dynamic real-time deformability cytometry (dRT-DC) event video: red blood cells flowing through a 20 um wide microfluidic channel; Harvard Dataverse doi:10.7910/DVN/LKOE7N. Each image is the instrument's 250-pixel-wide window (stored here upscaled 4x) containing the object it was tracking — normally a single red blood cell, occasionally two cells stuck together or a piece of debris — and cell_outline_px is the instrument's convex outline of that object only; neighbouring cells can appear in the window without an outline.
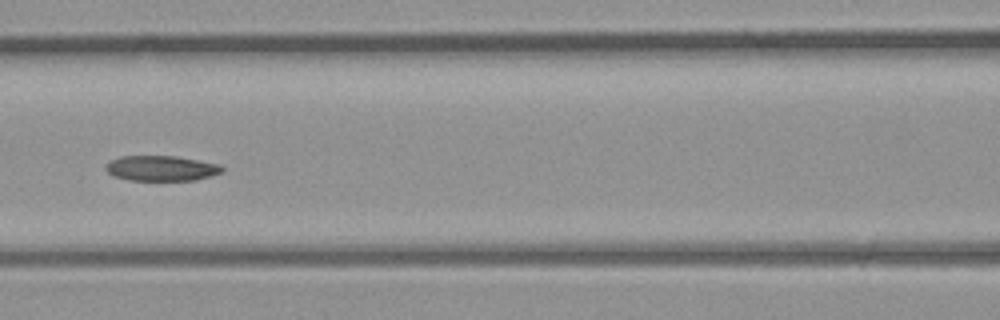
{"species": "common noctule bat (a hibernating species)", "species_latin": "Nyctalus noctula", "temperature_condition": "room temperature", "stored_images_in_passage": 15, "camera_frame_rate_fps": 3000, "um_per_image_px": 0.085, "animal": {"sex": "male", "body_mass_g": 23.1, "forearm_length_mm": 52.7}, "frame": {"image": 1, "passage_image": 11, "time_ms": 3.333, "image_size_px": [1000, 320], "cell_outline_px": [[224, 172], [212, 176], [196, 180], [128, 180], [112, 176], [104, 168], [104, 164], [108, 160], [120, 156], [176, 156], [220, 164], [224, 168]], "centroid_in_image_um": [13.69, 14.3], "position_along_channel_um": 152.9, "area_um2": 17.46}}
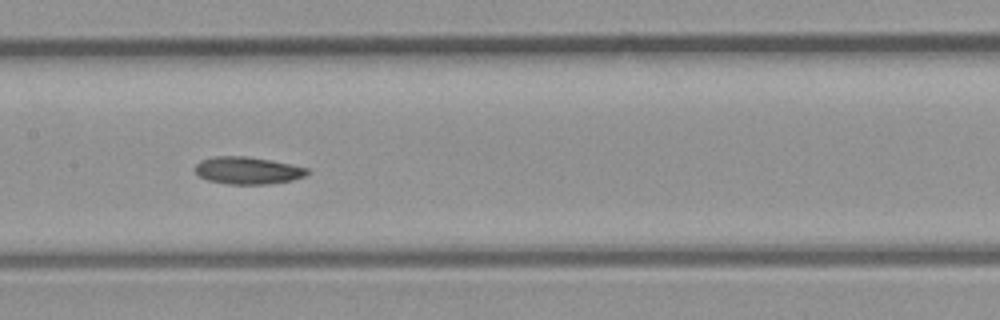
{"frame": {"image": 2, "passage_image": 13, "time_ms": 4.0, "image_size_px": [1000, 320], "cell_outline_px": [[308, 172], [304, 176], [292, 180], [268, 184], [228, 184], [208, 180], [200, 176], [192, 168], [200, 160], [212, 156], [248, 156], [272, 160], [308, 168]], "centroid_in_image_um": [21.01, 14.48], "position_along_channel_um": 186.4, "area_um2": 17.92}}